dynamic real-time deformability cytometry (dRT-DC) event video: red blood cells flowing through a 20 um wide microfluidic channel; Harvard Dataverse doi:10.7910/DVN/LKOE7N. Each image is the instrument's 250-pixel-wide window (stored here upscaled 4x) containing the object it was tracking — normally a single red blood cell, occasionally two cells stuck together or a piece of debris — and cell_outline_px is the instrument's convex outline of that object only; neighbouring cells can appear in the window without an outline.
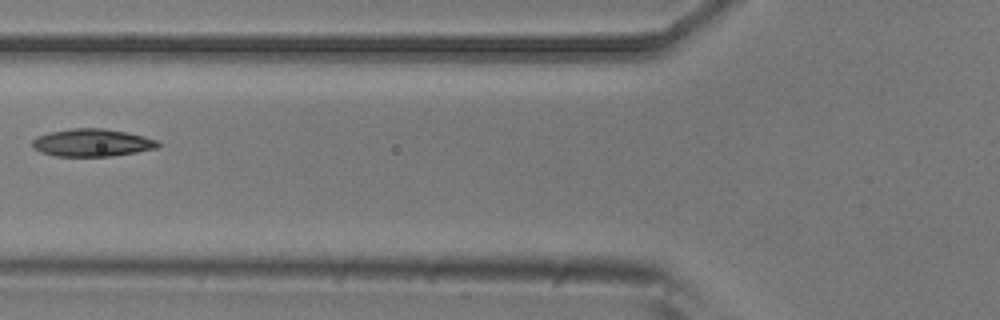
{"species": "common noctule bat (a hibernating species)", "species_latin": "Nyctalus noctula", "temperature_condition": "room temperature", "stored_images_in_passage": 6, "camera_frame_rate_fps": 3000, "um_per_image_px": 0.085, "animal": {"sex": "male", "body_mass_g": 20.5, "forearm_length_mm": 52.5}, "frame": {"image": 1, "passage_image": 5, "time_ms": 1.333, "image_size_px": [1000, 320], "cell_outline_px": [[160, 144], [156, 148], [136, 152], [112, 156], [56, 156], [40, 152], [32, 148], [32, 140], [36, 136], [48, 132], [72, 128], [104, 128], [144, 136], [160, 140]], "centroid_in_image_um": [7.8, 12.12], "position_along_channel_um": 118.0, "area_um2": 20.35}}
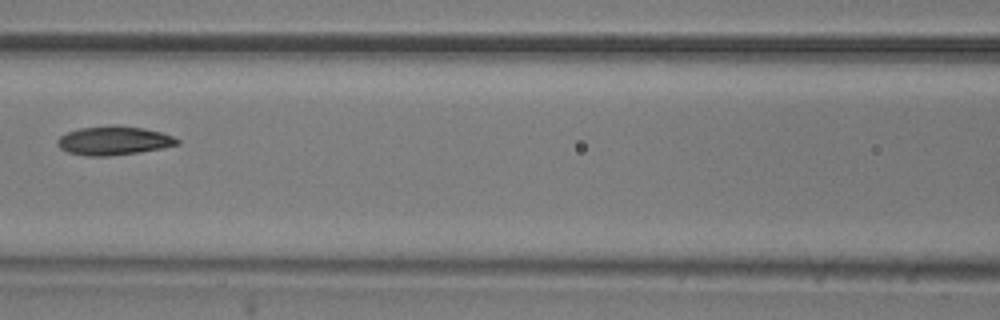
{"frame": {"image": 2, "passage_image": 6, "time_ms": 1.667, "image_size_px": [1000, 320], "cell_outline_px": [[180, 144], [140, 152], [108, 156], [84, 156], [68, 152], [60, 148], [56, 144], [56, 140], [60, 136], [68, 132], [80, 128], [144, 128], [160, 132], [172, 136], [180, 140]], "centroid_in_image_um": [9.65, 12.0], "position_along_channel_um": 157.0, "area_um2": 19.31}}